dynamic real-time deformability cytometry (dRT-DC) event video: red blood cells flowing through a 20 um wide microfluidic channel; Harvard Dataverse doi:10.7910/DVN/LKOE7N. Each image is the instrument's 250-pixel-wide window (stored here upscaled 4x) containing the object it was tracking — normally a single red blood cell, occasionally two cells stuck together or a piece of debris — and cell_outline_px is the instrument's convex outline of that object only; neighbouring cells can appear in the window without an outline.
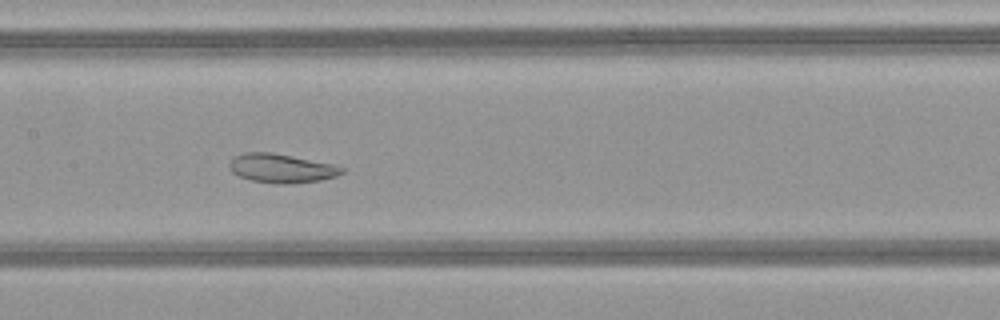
{"species": "common noctule bat (a hibernating species)", "species_latin": "Nyctalus noctula", "temperature_condition": "warm", "stored_images_in_passage": 50, "camera_frame_rate_fps": 3000, "um_per_image_px": 0.085, "animal": {"sex": "female", "body_mass_g": 21.9}, "frame": {"image": 1, "passage_image": 25, "time_ms": 8.0, "image_size_px": [1000, 320], "cell_outline_px": [[344, 172], [336, 176], [320, 180], [288, 184], [276, 184], [252, 180], [240, 176], [232, 172], [228, 168], [228, 164], [232, 156], [244, 152], [272, 152], [336, 164], [344, 168]], "centroid_in_image_um": [23.91, 14.29], "position_along_channel_um": 183.5, "area_um2": 19.25}}
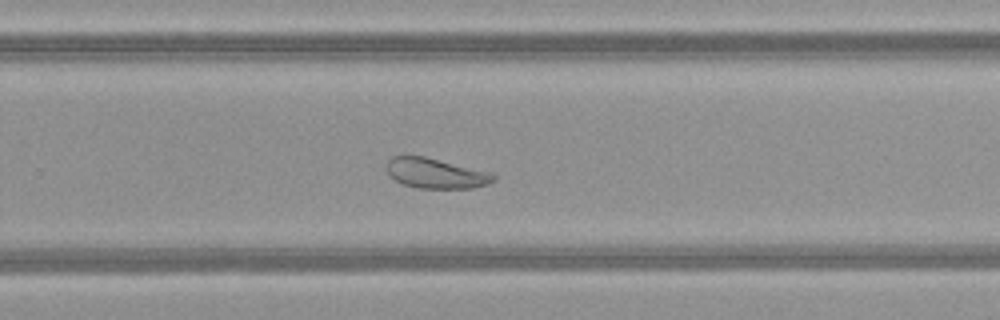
{"frame": {"image": 2, "passage_image": 33, "time_ms": 10.667, "image_size_px": [1000, 320], "cell_outline_px": [[496, 180], [488, 184], [472, 188], [416, 188], [404, 184], [396, 180], [384, 168], [388, 160], [392, 156], [424, 156], [492, 172], [496, 176]], "centroid_in_image_um": [37.06, 14.73], "position_along_channel_um": 292.7, "area_um2": 18.84}}
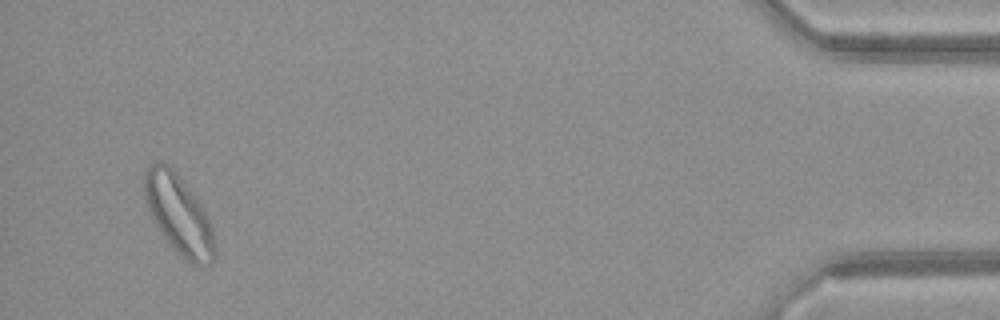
{"frame": {"image": 3, "passage_image": 48, "time_ms": 15.667, "image_size_px": [1000, 320], "cell_outline_px": [[216, 260], [212, 264], [196, 268], [180, 256], [176, 252], [160, 232], [148, 208], [144, 196], [144, 172], [152, 160], [168, 164], [176, 172], [200, 204], [212, 228], [216, 244]], "centroid_in_image_um": [15.21, 18.29], "position_along_channel_um": 420.0, "area_um2": 32.66}, "authors_computed_cell_mechanics": {"area_um2": 26.7614, "velocity_mm_per_s": 4.1242, "shape_relaxation_time_tau1_ms": null, "shape_relaxation_time_tau2_ms": 1.9426, "deformation_change_tau1": null, "deformation_change_tau2": 0.0805}}